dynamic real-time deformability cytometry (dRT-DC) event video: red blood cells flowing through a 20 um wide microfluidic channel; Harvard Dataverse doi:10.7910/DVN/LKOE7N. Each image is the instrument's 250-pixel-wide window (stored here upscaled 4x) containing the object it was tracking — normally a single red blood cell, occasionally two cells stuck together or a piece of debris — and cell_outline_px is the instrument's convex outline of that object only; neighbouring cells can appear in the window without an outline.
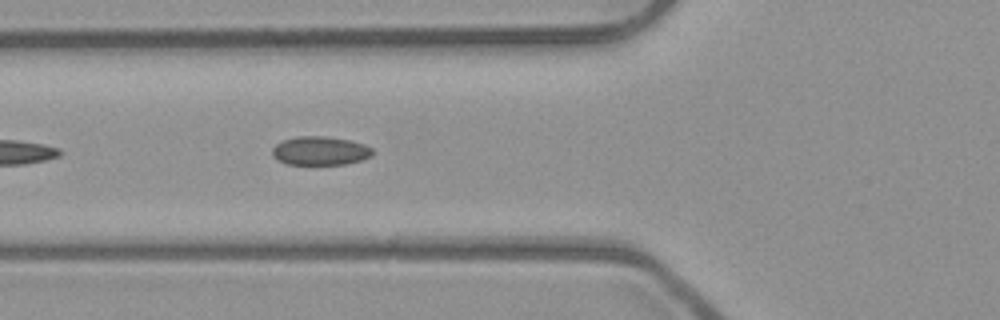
{"species": "common noctule bat (a hibernating species)", "species_latin": "Nyctalus noctula", "temperature_condition": "room temperature", "stored_images_in_passage": 7, "segment_of_instrument_passage": [1, 2], "camera_frame_rate_fps": 3000, "um_per_image_px": 0.085, "animal": {"sex": "male", "body_mass_g": 23.1, "forearm_length_mm": 52.7}, "frame": {"image": 1, "passage_image": 6, "time_ms": 1.667, "image_size_px": [1000, 320], "cell_outline_px": [[376, 152], [372, 156], [360, 160], [344, 164], [288, 164], [272, 156], [272, 148], [276, 144], [284, 140], [296, 136], [324, 136], [348, 140], [364, 144], [372, 148]], "centroid_in_image_um": [27.23, 12.81], "position_along_channel_um": 98.6, "area_um2": 16.7}}